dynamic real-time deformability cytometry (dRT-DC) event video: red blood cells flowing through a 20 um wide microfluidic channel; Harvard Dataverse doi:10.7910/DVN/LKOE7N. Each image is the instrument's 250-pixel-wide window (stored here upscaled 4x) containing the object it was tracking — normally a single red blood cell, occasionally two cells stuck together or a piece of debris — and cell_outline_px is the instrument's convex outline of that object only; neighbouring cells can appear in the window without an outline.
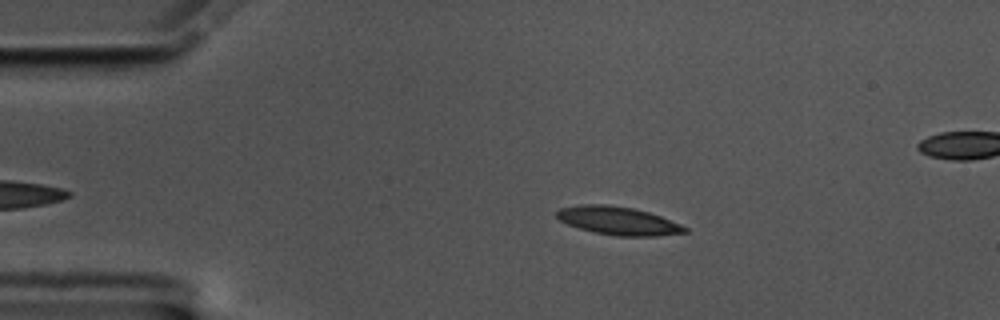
{"species": "common noctule bat (a hibernating species)", "species_latin": "Nyctalus noctula", "temperature_condition": "cold", "stored_images_in_passage": 47, "camera_frame_rate_fps": 3000, "um_per_image_px": 0.085, "animal": {"sex": "male", "body_mass_g": 17.5, "forearm_length_mm": 52.3}, "frame": {"image": 1, "passage_image": 8, "time_ms": 2.333, "image_size_px": [1000, 320], "cell_outline_px": [[684, 232], [600, 232], [584, 228], [572, 224], [556, 216], [560, 212], [568, 208], [628, 208], [644, 212], [668, 220], [684, 228]], "centroid_in_image_um": [52.51, 18.74], "position_along_channel_um": 32.5, "area_um2": 16.3}}
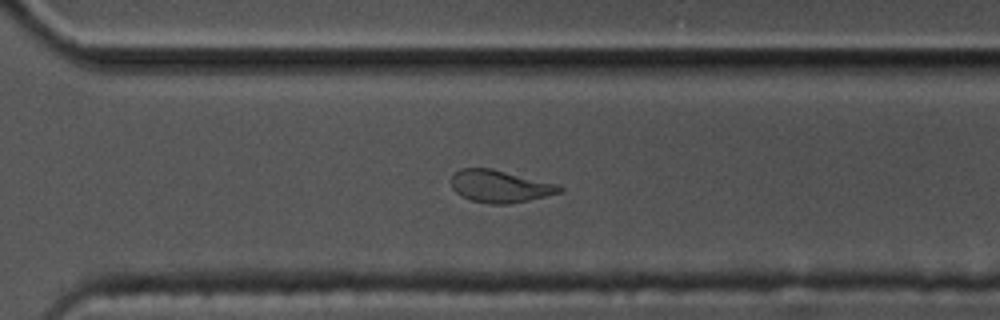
{"frame": {"image": 2, "passage_image": 37, "time_ms": 12.0, "image_size_px": [1000, 320], "cell_outline_px": [[560, 188], [556, 192], [540, 196], [520, 200], [476, 200], [464, 196], [456, 188], [468, 168], [488, 168]], "centroid_in_image_um": [42.52, 15.81], "position_along_channel_um": 328.1, "area_um2": 16.07}}
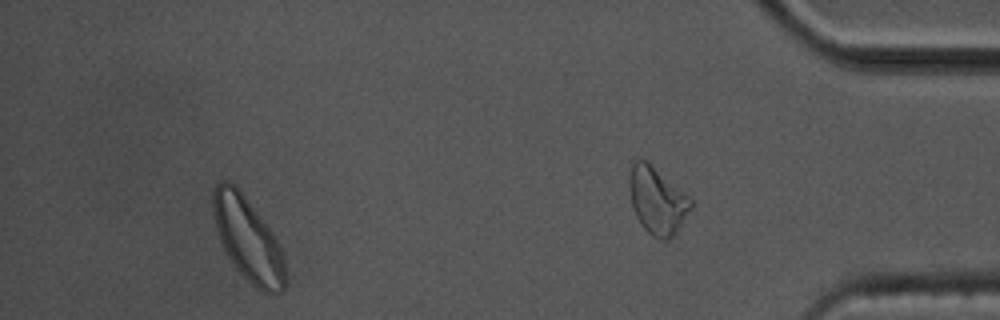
{"frame": {"image": 3, "passage_image": 42, "time_ms": 13.667, "image_size_px": [1000, 320], "cell_outline_px": [[272, 244], [256, 276], [252, 276], [240, 264], [232, 252], [224, 236], [216, 212], [216, 196], [232, 188], [240, 196], [268, 236]], "centroid_in_image_um": [20.6, 19.67], "position_along_channel_um": 414.6, "area_um2": 19.48}, "authors_computed_cell_mechanics": {"area_um2": 17.5134, "velocity_mm_per_s": 3.5189, "shape_relaxation_time_tau1_ms": null, "shape_relaxation_time_tau2_ms": 7.5415, "deformation_change_tau1": null, "deformation_change_tau2": 0.1828}}